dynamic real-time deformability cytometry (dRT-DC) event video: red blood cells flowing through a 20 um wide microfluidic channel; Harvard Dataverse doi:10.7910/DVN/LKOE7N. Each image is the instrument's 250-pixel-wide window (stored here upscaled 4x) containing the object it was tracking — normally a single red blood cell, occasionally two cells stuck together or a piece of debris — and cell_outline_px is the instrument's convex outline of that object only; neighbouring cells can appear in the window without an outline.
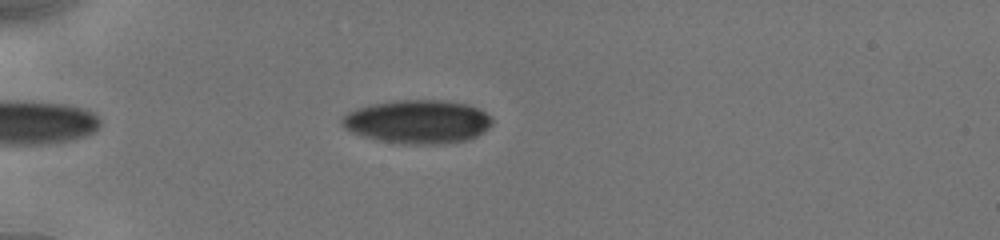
{"species": "human", "species_latin": "Homo sapiens", "temperature_condition": "cold", "stored_images_in_passage": 35, "camera_frame_rate_fps": 3000, "um_per_image_px": 0.085, "donor": {"sex": "male"}, "frame": {"image": 1, "passage_image": 7, "time_ms": 1.667, "image_size_px": [1000, 240], "cell_outline_px": [[492, 124], [484, 132], [468, 140], [440, 144], [404, 144], [380, 140], [364, 136], [352, 132], [344, 128], [340, 124], [340, 116], [356, 108], [368, 104], [400, 100], [440, 100], [468, 104], [484, 112], [492, 120]], "centroid_in_image_um": [35.46, 10.34], "position_along_channel_um": 49.5, "area_um2": 38.21}}
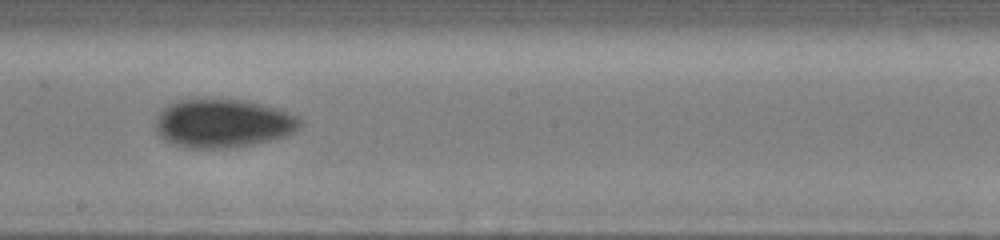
{"frame": {"image": 2, "passage_image": 21, "time_ms": 7.0, "image_size_px": [1000, 240], "cell_outline_px": [[304, 124], [296, 132], [284, 136], [252, 144], [228, 148], [188, 148], [164, 140], [156, 132], [156, 120], [160, 112], [168, 104], [180, 100], [248, 100], [280, 108], [304, 120]], "centroid_in_image_um": [19.01, 10.48], "position_along_channel_um": 229.2, "area_um2": 40.92}}
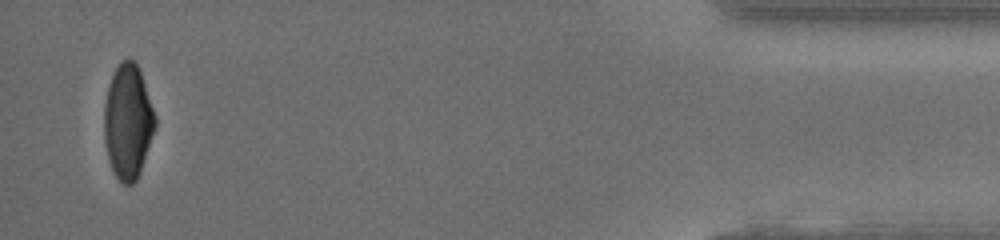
{"frame": {"image": 3, "passage_image": 35, "time_ms": 13.667, "image_size_px": [1000, 240], "cell_outline_px": [[156, 124], [140, 172], [136, 180], [132, 184], [124, 184], [116, 176], [112, 168], [108, 156], [104, 140], [104, 104], [108, 88], [112, 76], [120, 60], [128, 56], [140, 68], [156, 116]], "centroid_in_image_um": [10.88, 10.29], "position_along_channel_um": 424.3, "area_um2": 33.99}, "authors_computed_cell_mechanics": {"area_um2": 38.2058, "velocity_mm_per_s": 3.9299, "shape_relaxation_time_tau1_ms": 4.7911, "shape_relaxation_time_tau2_ms": 3.4772, "deformation_change_tau1": 0.1389, "deformation_change_tau2": 0.0676}}